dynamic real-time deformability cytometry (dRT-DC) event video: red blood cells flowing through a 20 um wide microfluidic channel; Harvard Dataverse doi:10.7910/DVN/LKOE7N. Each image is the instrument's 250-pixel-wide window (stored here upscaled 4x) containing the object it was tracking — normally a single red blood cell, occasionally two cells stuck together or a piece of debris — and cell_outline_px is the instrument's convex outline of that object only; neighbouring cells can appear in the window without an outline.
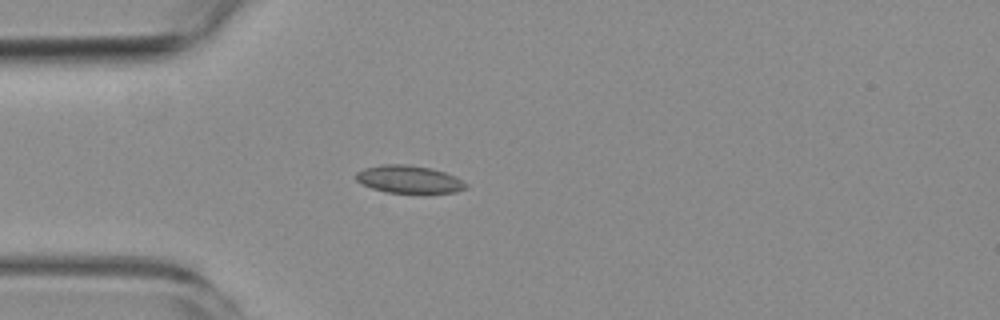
{"species": "common noctule bat (a hibernating species)", "species_latin": "Nyctalus noctula", "temperature_condition": "room temperature", "stored_images_in_passage": 6, "camera_frame_rate_fps": 3000, "um_per_image_px": 0.085, "animal": {"sex": "female", "body_mass_g": 19.3, "forearm_length_mm": 54.1}, "frame": {"image": 1, "passage_image": 5, "time_ms": 4.667, "image_size_px": [1000, 320], "cell_outline_px": [[468, 188], [456, 192], [424, 196], [388, 192], [372, 188], [360, 184], [356, 180], [356, 172], [364, 168], [380, 164], [408, 164], [432, 168], [456, 176], [468, 184]], "centroid_in_image_um": [34.82, 15.29], "position_along_channel_um": 50.2, "area_um2": 18.73}}